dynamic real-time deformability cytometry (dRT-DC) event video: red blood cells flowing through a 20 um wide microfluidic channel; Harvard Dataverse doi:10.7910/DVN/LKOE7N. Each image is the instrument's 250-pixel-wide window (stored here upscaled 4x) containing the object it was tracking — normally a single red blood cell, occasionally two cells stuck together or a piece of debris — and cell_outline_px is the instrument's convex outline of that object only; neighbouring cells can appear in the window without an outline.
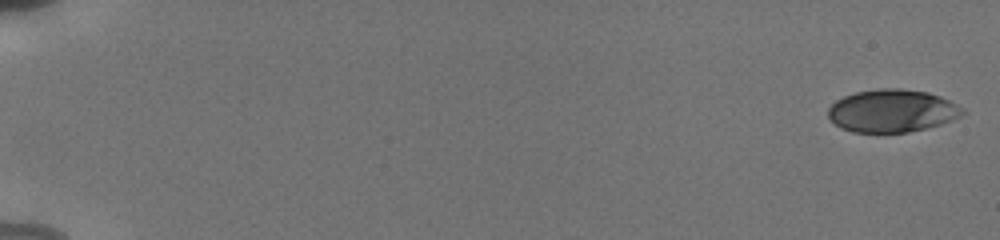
{"species": "human", "species_latin": "Homo sapiens", "temperature_condition": "cold", "stored_images_in_passage": 55, "camera_frame_rate_fps": 3000, "um_per_image_px": 0.085, "donor": {"sex": "male"}, "frame": {"image": 1, "passage_image": 1, "time_ms": 0.0, "image_size_px": [1000, 240], "cell_outline_px": [[968, 112], [952, 120], [940, 124], [908, 132], [852, 132], [840, 128], [828, 116], [828, 108], [836, 100], [844, 96], [856, 92], [880, 88], [900, 88], [928, 92], [940, 96], [964, 108]], "centroid_in_image_um": [75.84, 9.41], "position_along_channel_um": 9.2, "area_um2": 33.47}}
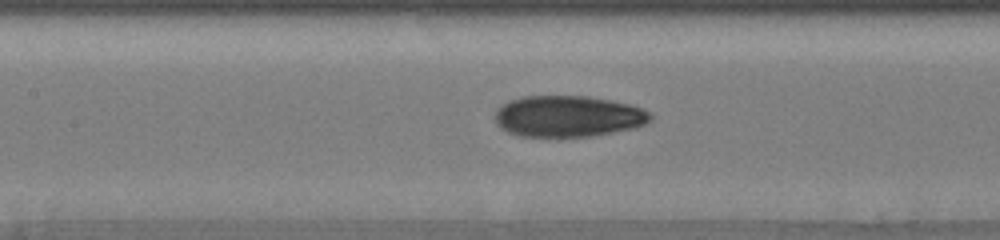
{"frame": {"image": 2, "passage_image": 28, "time_ms": 9.0, "image_size_px": [1000, 240], "cell_outline_px": [[652, 120], [636, 128], [592, 136], [556, 140], [520, 136], [508, 132], [500, 128], [496, 124], [496, 108], [508, 100], [524, 96], [588, 96], [612, 100], [632, 104], [644, 108], [652, 116]], "centroid_in_image_um": [48.28, 9.92], "position_along_channel_um": 159.1, "area_um2": 38.73}}
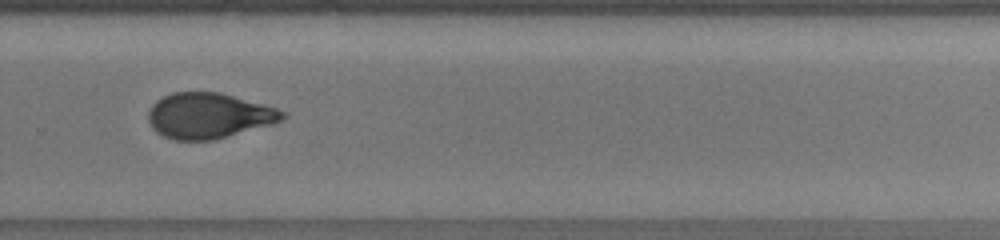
{"frame": {"image": 3, "passage_image": 40, "time_ms": 13.0, "image_size_px": [1000, 240], "cell_outline_px": [[288, 116], [284, 120], [272, 124], [216, 140], [172, 140], [156, 132], [152, 128], [148, 120], [148, 112], [152, 104], [156, 100], [172, 92], [220, 92], [264, 104], [288, 112]], "centroid_in_image_um": [17.77, 9.84], "position_along_channel_um": 312.0, "area_um2": 36.01}, "authors_computed_cell_mechanics": {"area_um2": 35.6626, "velocity_mm_per_s": 3.8379, "shape_relaxation_time_tau1_ms": 4.0871, "shape_relaxation_time_tau2_ms": 1.9737, "deformation_change_tau1": 0.1734, "deformation_change_tau2": 0.0724}}